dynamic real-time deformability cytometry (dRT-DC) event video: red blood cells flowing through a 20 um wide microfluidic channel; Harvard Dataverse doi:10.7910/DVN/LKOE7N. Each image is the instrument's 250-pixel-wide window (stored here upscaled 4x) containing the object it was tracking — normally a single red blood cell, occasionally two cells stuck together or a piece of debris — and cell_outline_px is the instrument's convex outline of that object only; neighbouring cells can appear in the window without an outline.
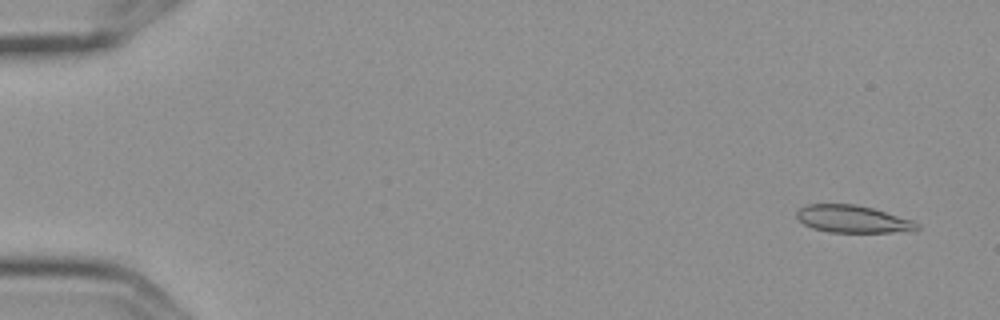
{"species": "Egyptian fruit bat (a non-hibernating species)", "species_latin": "Rousettus aegyptiacus", "temperature_condition": "cold", "stored_images_in_passage": 6, "camera_frame_rate_fps": 3000, "um_per_image_px": 0.085, "frame": {"image": 1, "passage_image": 2, "time_ms": 0.333, "image_size_px": [1000, 320], "cell_outline_px": [[920, 228], [916, 232], [828, 232], [812, 228], [804, 224], [796, 216], [796, 212], [804, 204], [856, 204], [872, 208], [912, 220], [920, 224]], "centroid_in_image_um": [72.51, 18.63], "position_along_channel_um": 12.5, "area_um2": 19.36}}